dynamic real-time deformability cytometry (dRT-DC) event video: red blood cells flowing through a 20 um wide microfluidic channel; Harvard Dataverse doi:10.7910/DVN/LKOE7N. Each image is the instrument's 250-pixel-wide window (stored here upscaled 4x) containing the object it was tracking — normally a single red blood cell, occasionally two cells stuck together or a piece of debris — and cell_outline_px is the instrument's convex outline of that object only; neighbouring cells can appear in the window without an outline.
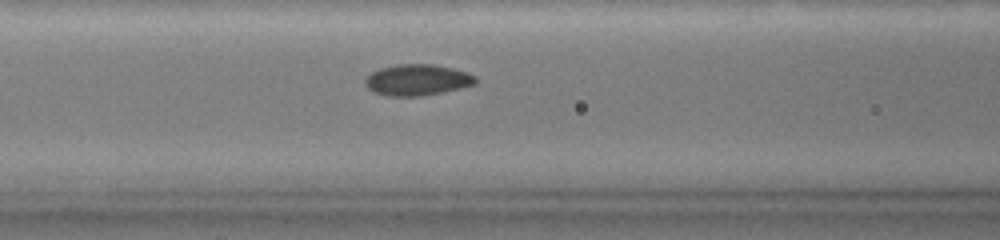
{"species": "common noctule bat (a hibernating species)", "species_latin": "Nyctalus noctula", "temperature_condition": "warm", "stored_images_in_passage": 39, "camera_frame_rate_fps": 3000, "um_per_image_px": 0.085, "animal": {"sex": "female", "body_mass_g": 19.0, "forearm_length_mm": 51.5}, "frame": {"image": 1, "passage_image": 13, "time_ms": 1.667, "image_size_px": [1000, 240], "cell_outline_px": [[476, 80], [472, 84], [456, 88], [436, 92], [412, 96], [396, 96], [376, 92], [368, 88], [364, 80], [372, 72], [380, 68], [396, 64], [432, 64], [452, 68], [476, 76]], "centroid_in_image_um": [35.41, 6.76], "position_along_channel_um": 131.2, "area_um2": 19.19}}
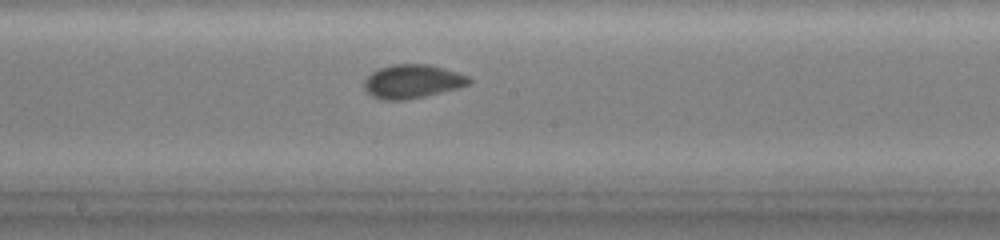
{"frame": {"image": 2, "passage_image": 26, "time_ms": 4.0, "image_size_px": [1000, 240], "cell_outline_px": [[472, 80], [468, 84], [456, 88], [420, 96], [400, 100], [388, 100], [372, 96], [364, 88], [364, 80], [372, 72], [380, 68], [396, 64], [428, 64], [444, 68], [468, 76]], "centroid_in_image_um": [35.03, 6.9], "position_along_channel_um": 213.2, "area_um2": 20.0}}
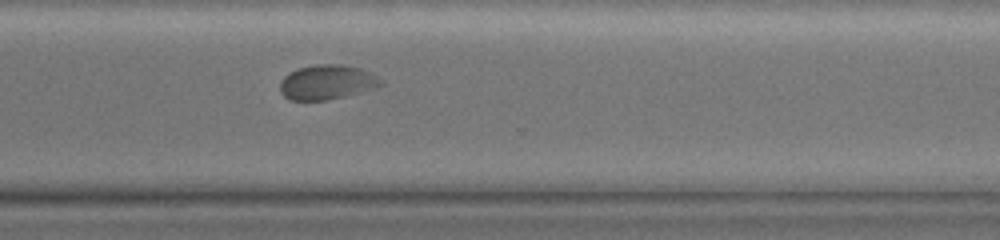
{"frame": {"image": 3, "passage_image": 37, "time_ms": 7.667, "image_size_px": [1000, 240], "cell_outline_px": [[384, 84], [376, 88], [328, 100], [292, 100], [284, 96], [280, 92], [280, 80], [288, 72], [296, 68], [316, 64], [340, 64], [360, 68], [372, 72], [384, 80]], "centroid_in_image_um": [27.81, 6.97], "position_along_channel_um": 342.8, "area_um2": 20.69}}